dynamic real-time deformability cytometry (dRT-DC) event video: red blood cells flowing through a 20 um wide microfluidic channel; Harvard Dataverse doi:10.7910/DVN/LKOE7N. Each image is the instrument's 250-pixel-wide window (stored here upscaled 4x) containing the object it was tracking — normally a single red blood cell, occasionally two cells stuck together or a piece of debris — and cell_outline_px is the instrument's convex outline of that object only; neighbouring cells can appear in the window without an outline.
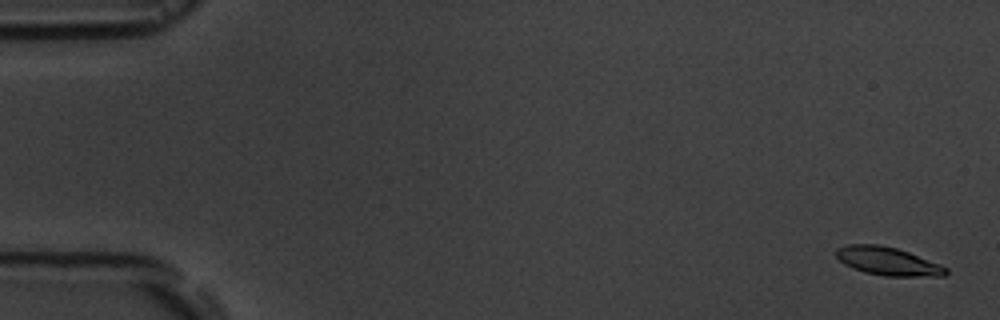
{"species": "common noctule bat (a hibernating species)", "species_latin": "Nyctalus noctula", "temperature_condition": "room temperature", "stored_images_in_passage": 4, "camera_frame_rate_fps": 3000, "um_per_image_px": 0.085, "animal": {"sex": "male", "body_mass_g": 19.5, "forearm_length_mm": 54.6}, "frame": {"image": 1, "passage_image": 1, "time_ms": 0.0, "image_size_px": [1000, 320], "cell_outline_px": [[948, 272], [944, 276], [884, 276], [864, 272], [852, 268], [844, 264], [836, 256], [836, 248], [848, 244], [880, 244], [896, 248], [908, 252], [940, 264], [948, 268]], "centroid_in_image_um": [75.45, 22.2], "position_along_channel_um": 9.5, "area_um2": 18.09}}
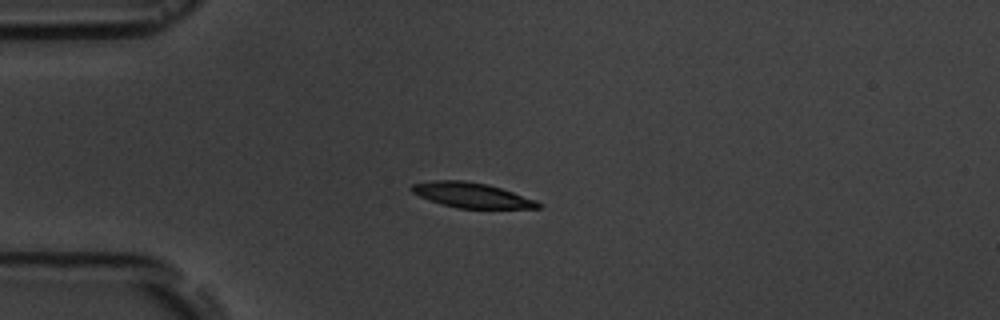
{"frame": {"image": 2, "passage_image": 4, "time_ms": 4.333, "image_size_px": [1000, 320], "cell_outline_px": [[544, 204], [540, 208], [456, 208], [440, 204], [420, 196], [412, 192], [408, 188], [412, 184], [432, 180], [464, 180], [488, 184], [536, 200]], "centroid_in_image_um": [40.07, 16.58], "position_along_channel_um": 44.9, "area_um2": 18.5}}